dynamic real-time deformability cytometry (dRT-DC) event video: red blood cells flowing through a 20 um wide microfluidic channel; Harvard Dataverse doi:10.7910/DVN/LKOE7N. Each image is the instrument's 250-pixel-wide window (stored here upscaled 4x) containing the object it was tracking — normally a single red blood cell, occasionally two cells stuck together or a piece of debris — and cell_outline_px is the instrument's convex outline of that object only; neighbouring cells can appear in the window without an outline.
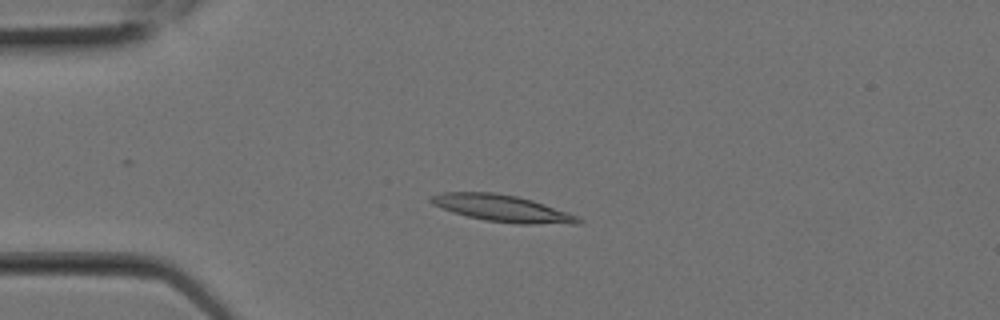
{"species": "Egyptian fruit bat (a non-hibernating species)", "species_latin": "Rousettus aegyptiacus", "temperature_condition": "room temperature", "stored_images_in_passage": 1, "camera_frame_rate_fps": 3000, "um_per_image_px": 0.085, "animal": {"sex": "female"}, "frame": {"image": 1, "passage_image": 1, "time_ms": 0.0, "image_size_px": [1000, 320], "cell_outline_px": [[584, 220], [580, 224], [516, 224], [484, 220], [452, 212], [432, 204], [428, 200], [428, 196], [444, 192], [492, 192], [516, 196], [532, 200], [580, 216]], "centroid_in_image_um": [42.72, 17.72], "position_along_channel_um": 42.3, "area_um2": 23.18}}